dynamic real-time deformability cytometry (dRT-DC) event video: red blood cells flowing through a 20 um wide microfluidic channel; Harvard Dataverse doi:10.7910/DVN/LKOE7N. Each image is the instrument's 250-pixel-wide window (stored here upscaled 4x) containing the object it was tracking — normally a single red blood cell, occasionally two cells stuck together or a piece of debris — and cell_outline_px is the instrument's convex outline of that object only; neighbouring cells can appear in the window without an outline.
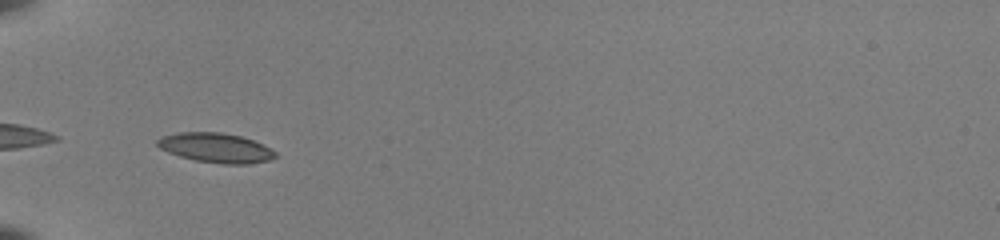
{"species": "common noctule bat (a hibernating species)", "species_latin": "Nyctalus noctula", "temperature_condition": "room temperature", "stored_images_in_passage": 16, "camera_frame_rate_fps": 3000, "um_per_image_px": 0.085, "animal": {"sex": "female", "body_mass_g": 22.0, "forearm_length_mm": 56.7}, "frame": {"image": 1, "passage_image": 1, "time_ms": 0.0, "image_size_px": [1000, 240], "cell_outline_px": [[280, 156], [268, 160], [248, 164], [224, 164], [196, 160], [180, 156], [168, 152], [160, 148], [156, 144], [156, 140], [164, 136], [180, 132], [220, 132], [240, 136], [252, 140], [276, 152]], "centroid_in_image_um": [18.35, 12.57], "position_along_channel_um": 66.7, "area_um2": 20.11}}
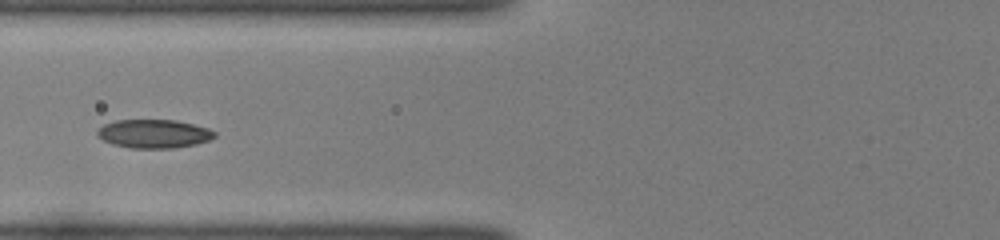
{"frame": {"image": 2, "passage_image": 5, "time_ms": 1.333, "image_size_px": [1000, 240], "cell_outline_px": [[216, 136], [208, 140], [196, 144], [172, 148], [128, 148], [112, 144], [96, 136], [96, 132], [104, 124], [116, 120], [176, 120], [208, 128], [216, 132]], "centroid_in_image_um": [13.06, 11.37], "position_along_channel_um": 112.7, "area_um2": 19.54}}
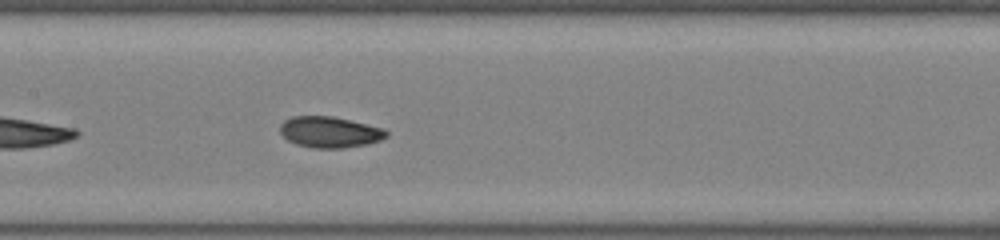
{"frame": {"image": 3, "passage_image": 10, "time_ms": 3.0, "image_size_px": [1000, 240], "cell_outline_px": [[388, 136], [380, 140], [368, 144], [344, 148], [312, 148], [296, 144], [288, 140], [280, 132], [280, 124], [284, 120], [292, 116], [332, 116], [384, 128], [388, 132]], "centroid_in_image_um": [28.03, 11.23], "position_along_channel_um": 179.4, "area_um2": 19.31}}